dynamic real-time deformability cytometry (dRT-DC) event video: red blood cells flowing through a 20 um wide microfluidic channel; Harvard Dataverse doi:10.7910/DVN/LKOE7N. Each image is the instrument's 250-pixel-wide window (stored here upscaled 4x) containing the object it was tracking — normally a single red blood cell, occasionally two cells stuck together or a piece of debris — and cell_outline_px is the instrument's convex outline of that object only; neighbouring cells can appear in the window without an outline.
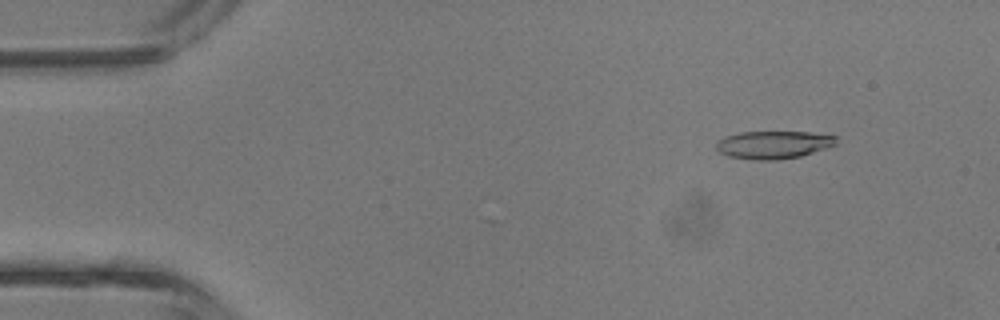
{"species": "common noctule bat (a hibernating species)", "species_latin": "Nyctalus noctula", "temperature_condition": "room temperature", "stored_images_in_passage": 7, "camera_frame_rate_fps": 3000, "um_per_image_px": 0.085, "animal": {"sex": "male", "body_mass_g": 13.3}, "frame": {"image": 1, "passage_image": 5, "time_ms": 1.333, "image_size_px": [1000, 320], "cell_outline_px": [[836, 144], [800, 156], [776, 160], [752, 160], [728, 156], [720, 152], [716, 148], [716, 144], [724, 136], [740, 132], [808, 132], [836, 136]], "centroid_in_image_um": [65.7, 12.3], "position_along_channel_um": 19.3, "area_um2": 19.25}}